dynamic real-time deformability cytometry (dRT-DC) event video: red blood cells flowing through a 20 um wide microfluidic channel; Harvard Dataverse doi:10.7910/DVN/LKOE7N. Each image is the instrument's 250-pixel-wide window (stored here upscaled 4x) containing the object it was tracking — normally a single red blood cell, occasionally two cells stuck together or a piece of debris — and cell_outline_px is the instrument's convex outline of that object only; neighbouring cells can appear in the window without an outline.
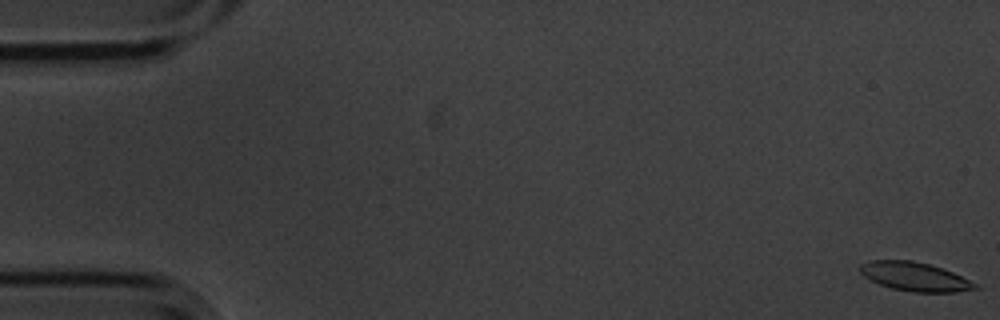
{"species": "common noctule bat (a hibernating species)", "species_latin": "Nyctalus noctula", "temperature_condition": "cold", "stored_images_in_passage": 57, "camera_frame_rate_fps": 3000, "um_per_image_px": 0.085, "animal": {"sex": "male", "body_mass_g": 20.1, "forearm_length_mm": 53.5}, "frame": {"image": 1, "passage_image": 1, "time_ms": 0.0, "image_size_px": [1000, 320], "cell_outline_px": [[980, 288], [956, 292], [912, 292], [892, 288], [880, 284], [864, 276], [860, 272], [860, 264], [872, 260], [912, 260], [928, 264], [952, 272], [976, 284]], "centroid_in_image_um": [77.74, 23.51], "position_along_channel_um": 7.3, "area_um2": 19.02}}
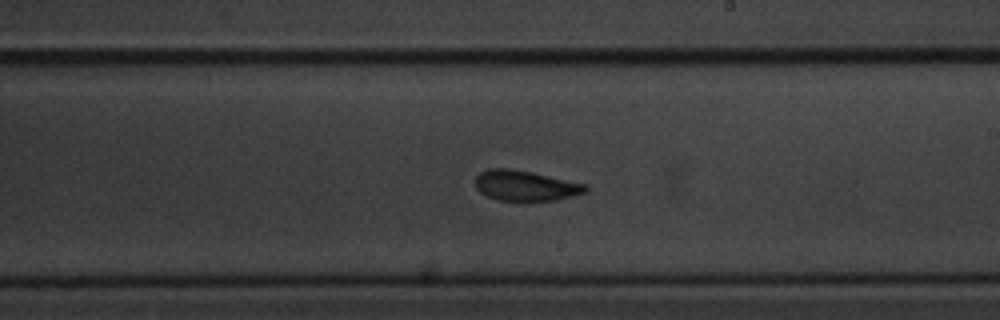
{"frame": {"image": 2, "passage_image": 33, "time_ms": 10.667, "image_size_px": [1000, 320], "cell_outline_px": [[588, 192], [556, 200], [532, 204], [524, 204], [496, 200], [480, 192], [476, 188], [476, 176], [480, 172], [488, 168], [508, 168], [532, 172], [588, 184]], "centroid_in_image_um": [44.69, 15.83], "position_along_channel_um": 244.3, "area_um2": 20.52}}
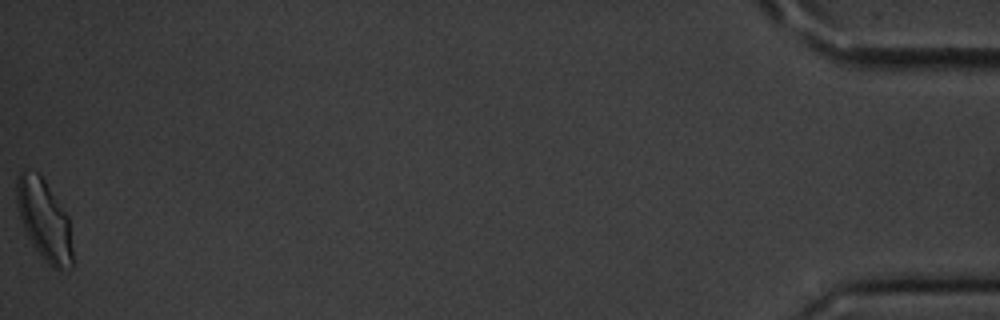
{"frame": {"image": 3, "passage_image": 57, "time_ms": 18.667, "image_size_px": [1000, 320], "cell_outline_px": [[72, 268], [52, 268], [44, 260], [32, 244], [24, 228], [20, 216], [16, 200], [16, 176], [24, 168], [36, 172], [44, 180], [68, 216], [72, 248]], "centroid_in_image_um": [3.74, 18.68], "position_along_channel_um": 431.5, "area_um2": 26.01}, "authors_computed_cell_mechanics": {"area_um2": 20.23, "velocity_mm_per_s": 3.5419, "shape_relaxation_time_tau1_ms": 2.4515, "shape_relaxation_time_tau2_ms": 2.5084, "deformation_change_tau1": 0.1239, "deformation_change_tau2": 0.0965}}